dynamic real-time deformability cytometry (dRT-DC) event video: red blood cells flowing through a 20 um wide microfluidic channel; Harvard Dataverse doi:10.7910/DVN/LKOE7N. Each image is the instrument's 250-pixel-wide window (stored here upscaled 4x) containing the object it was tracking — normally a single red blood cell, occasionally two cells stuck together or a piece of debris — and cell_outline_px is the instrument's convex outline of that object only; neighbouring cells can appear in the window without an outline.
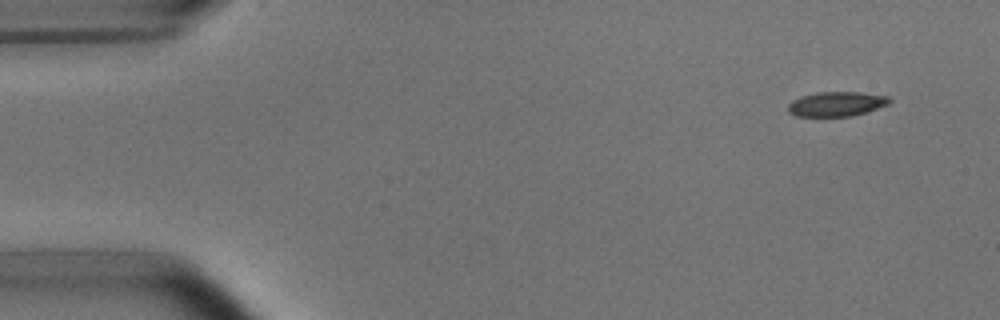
{"species": "common noctule bat (a hibernating species)", "species_latin": "Nyctalus noctula", "temperature_condition": "room temperature", "stored_images_in_passage": 4, "camera_frame_rate_fps": 3000, "um_per_image_px": 0.085, "animal": {"sex": "male", "body_mass_g": 15.6}, "frame": {"image": 1, "passage_image": 1, "time_ms": 0.0, "image_size_px": [1000, 320], "cell_outline_px": [[892, 100], [888, 104], [868, 112], [852, 116], [796, 116], [788, 112], [788, 104], [792, 100], [800, 96], [816, 92], [856, 92], [888, 96]], "centroid_in_image_um": [71.09, 8.84], "position_along_channel_um": 13.9, "area_um2": 14.62}}
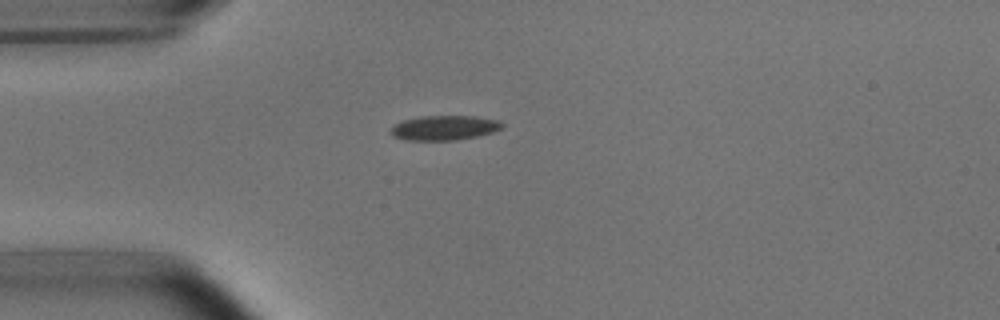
{"frame": {"image": 2, "passage_image": 4, "time_ms": 3.333, "image_size_px": [1000, 320], "cell_outline_px": [[504, 124], [500, 128], [492, 132], [476, 136], [456, 140], [408, 140], [392, 136], [392, 128], [396, 124], [404, 120], [420, 116], [476, 116], [500, 120]], "centroid_in_image_um": [37.8, 10.85], "position_along_channel_um": 47.2, "area_um2": 15.84}}